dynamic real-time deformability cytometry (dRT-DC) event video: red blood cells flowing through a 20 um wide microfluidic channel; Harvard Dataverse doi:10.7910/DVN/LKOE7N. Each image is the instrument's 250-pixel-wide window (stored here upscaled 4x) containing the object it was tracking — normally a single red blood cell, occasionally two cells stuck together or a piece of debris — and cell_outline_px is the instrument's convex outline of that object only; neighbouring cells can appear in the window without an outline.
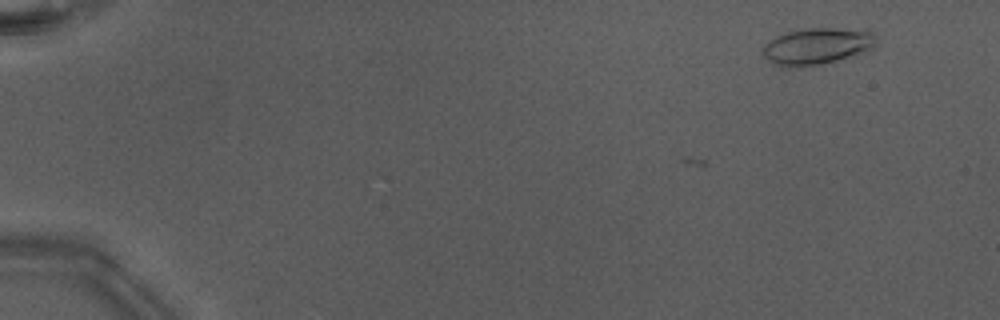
{"species": "Egyptian fruit bat (a non-hibernating species)", "species_latin": "Rousettus aegyptiacus", "temperature_condition": "warm", "stored_images_in_passage": 3, "camera_frame_rate_fps": 3000, "um_per_image_px": 0.085, "animal": {"sex": "male"}, "frame": {"image": 1, "passage_image": 3, "time_ms": 0.667, "image_size_px": [1000, 320], "cell_outline_px": [[876, 36], [872, 48], [864, 52], [836, 60], [820, 64], [788, 68], [776, 64], [768, 60], [764, 56], [764, 44], [768, 40], [776, 36], [788, 32], [812, 28], [836, 28], [872, 32]], "centroid_in_image_um": [69.41, 3.93], "position_along_channel_um": 15.6, "area_um2": 23.64}}